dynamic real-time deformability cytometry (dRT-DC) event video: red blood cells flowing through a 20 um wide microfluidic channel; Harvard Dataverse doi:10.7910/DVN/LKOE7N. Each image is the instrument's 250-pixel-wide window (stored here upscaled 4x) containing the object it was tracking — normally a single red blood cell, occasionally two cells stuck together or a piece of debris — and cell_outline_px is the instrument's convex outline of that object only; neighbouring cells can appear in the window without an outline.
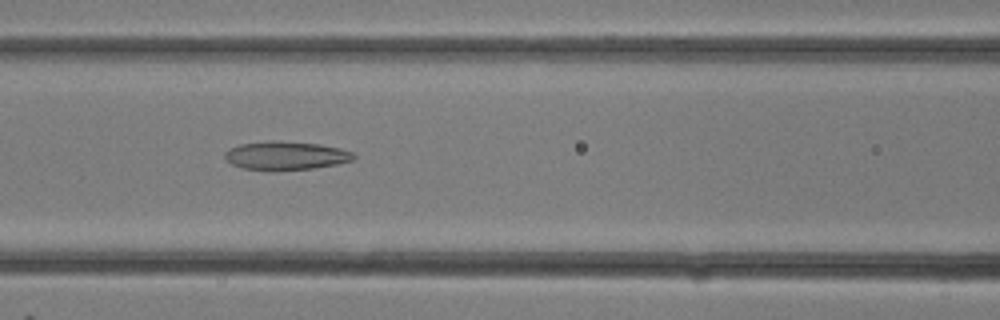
{"species": "common noctule bat (a hibernating species)", "species_latin": "Nyctalus noctula", "temperature_condition": "room temperature", "stored_images_in_passage": 22, "camera_frame_rate_fps": 3000, "um_per_image_px": 0.085, "animal": {"sex": "female"}, "frame": {"image": 1, "passage_image": 6, "time_ms": 1.667, "image_size_px": [1000, 320], "cell_outline_px": [[356, 156], [352, 160], [336, 164], [316, 168], [276, 172], [272, 172], [244, 168], [232, 164], [224, 156], [224, 152], [228, 148], [240, 144], [272, 140], [320, 144], [340, 148], [352, 152]], "centroid_in_image_um": [24.27, 13.24], "position_along_channel_um": 142.3, "area_um2": 21.79}}
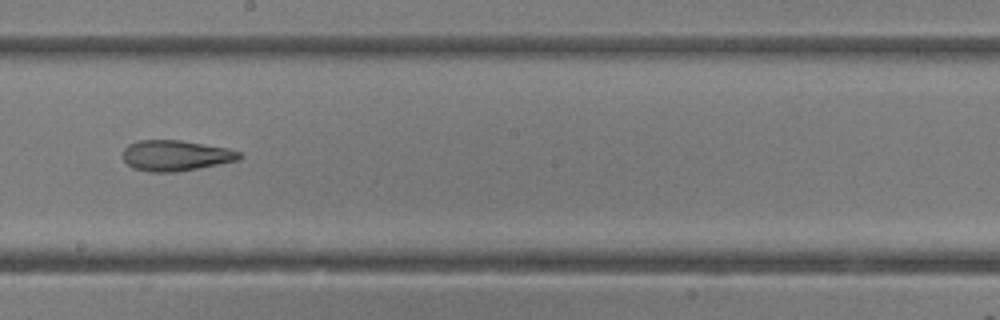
{"frame": {"image": 2, "passage_image": 10, "time_ms": 3.0, "image_size_px": [1000, 320], "cell_outline_px": [[244, 156], [240, 160], [176, 172], [148, 172], [132, 168], [124, 160], [124, 148], [128, 144], [140, 140], [180, 140], [228, 148], [240, 152]], "centroid_in_image_um": [14.95, 13.22], "position_along_channel_um": 233.3, "area_um2": 20.87}}
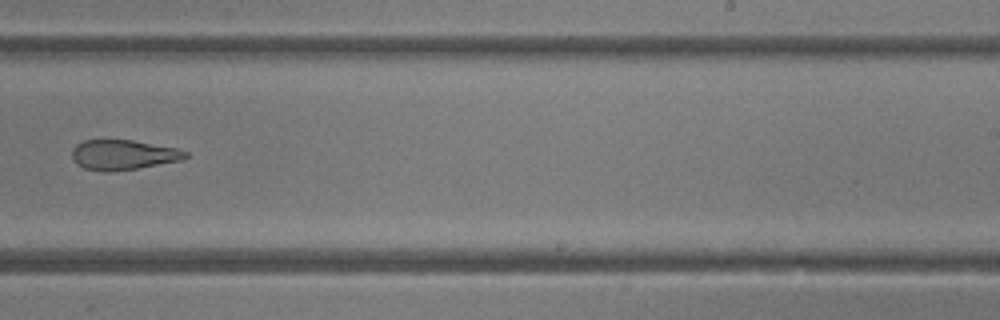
{"frame": {"image": 3, "passage_image": 12, "time_ms": 3.667, "image_size_px": [1000, 320], "cell_outline_px": [[188, 156], [180, 160], [136, 168], [108, 172], [104, 172], [84, 168], [76, 164], [72, 160], [72, 148], [76, 144], [84, 140], [132, 140], [176, 148], [188, 152]], "centroid_in_image_um": [10.41, 13.15], "position_along_channel_um": 278.6, "area_um2": 19.71}}